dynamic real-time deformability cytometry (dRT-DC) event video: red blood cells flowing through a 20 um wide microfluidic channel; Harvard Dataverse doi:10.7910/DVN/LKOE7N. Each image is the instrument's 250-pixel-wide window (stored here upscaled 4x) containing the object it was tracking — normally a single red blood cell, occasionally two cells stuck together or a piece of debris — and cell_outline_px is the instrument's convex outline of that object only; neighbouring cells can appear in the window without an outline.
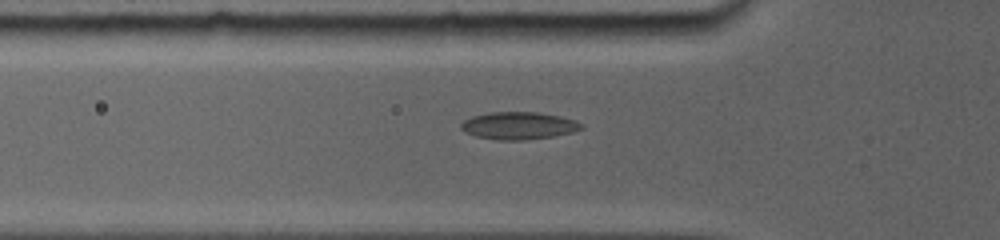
{"species": "common noctule bat (a hibernating species)", "species_latin": "Nyctalus noctula", "temperature_condition": "room temperature", "stored_images_in_passage": 29, "camera_frame_rate_fps": 5000, "um_per_image_px": 0.085, "animal": {"sex": "female", "body_mass_g": 19.0, "forearm_length_mm": 56.7}, "frame": {"image": 1, "passage_image": 2, "time_ms": 0.6, "image_size_px": [1000, 240], "cell_outline_px": [[584, 128], [572, 132], [552, 136], [524, 140], [496, 140], [476, 136], [464, 132], [460, 128], [460, 124], [464, 120], [472, 116], [488, 112], [536, 112], [560, 116], [576, 120], [584, 124]], "centroid_in_image_um": [44.08, 10.68], "position_along_channel_um": 81.7, "area_um2": 19.36}}
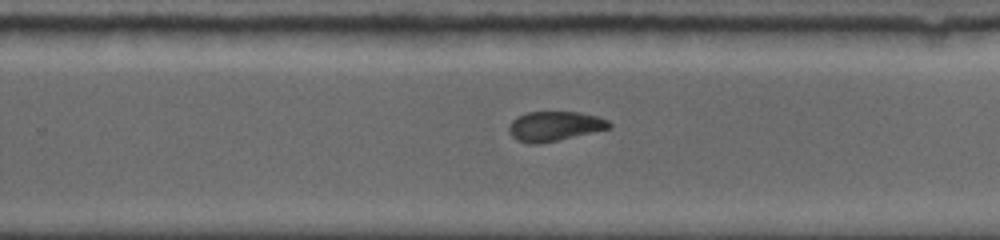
{"frame": {"image": 2, "passage_image": 12, "time_ms": 5.8, "image_size_px": [1000, 240], "cell_outline_px": [[612, 124], [608, 128], [592, 132], [556, 140], [536, 144], [528, 144], [516, 140], [508, 132], [508, 128], [512, 120], [516, 116], [528, 112], [580, 112], [596, 116], [608, 120]], "centroid_in_image_um": [47.08, 10.72], "position_along_channel_um": 282.7, "area_um2": 17.17}}
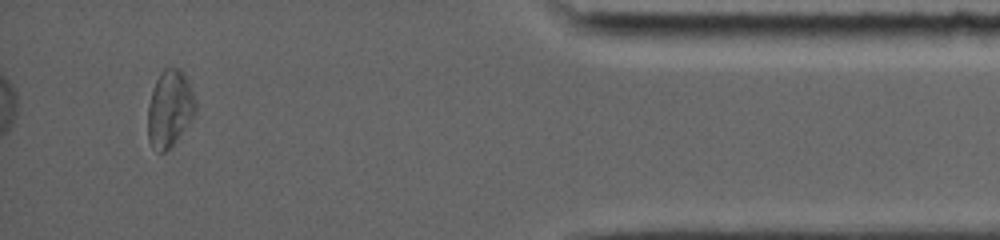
{"frame": {"image": 3, "passage_image": 26, "time_ms": 10.4, "image_size_px": [1000, 240], "cell_outline_px": [[196, 112], [188, 124], [176, 140], [164, 152], [156, 152], [152, 148], [148, 140], [148, 104], [156, 80], [160, 72], [164, 68], [180, 68], [184, 72], [188, 80], [196, 104]], "centroid_in_image_um": [14.41, 9.22], "position_along_channel_um": 420.8, "area_um2": 21.27}, "authors_computed_cell_mechanics": {"area_um2": 18.7272, "velocity_mm_per_s": 3.8708, "shape_relaxation_time_tau1_ms": null, "shape_relaxation_time_tau2_ms": 5.7267, "deformation_change_tau1": null, "deformation_change_tau2": 0.0871}}